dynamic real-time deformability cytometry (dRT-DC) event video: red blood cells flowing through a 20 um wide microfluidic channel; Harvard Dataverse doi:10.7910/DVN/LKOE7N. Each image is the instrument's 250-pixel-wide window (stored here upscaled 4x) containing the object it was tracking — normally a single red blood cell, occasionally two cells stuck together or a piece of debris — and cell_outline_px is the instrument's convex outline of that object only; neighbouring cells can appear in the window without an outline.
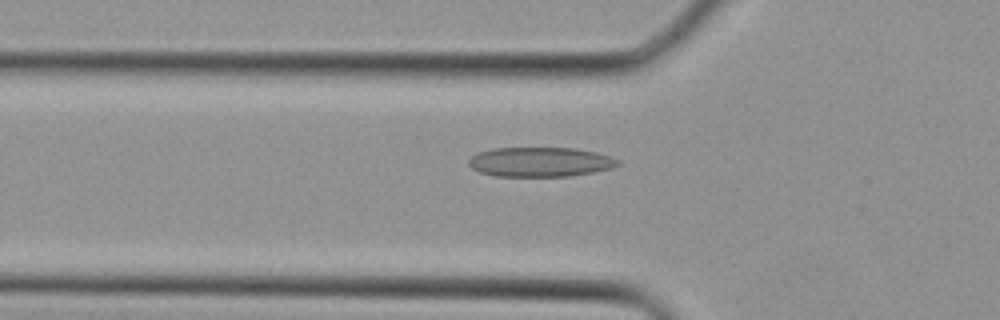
{"species": "Egyptian fruit bat (a non-hibernating species)", "species_latin": "Rousettus aegyptiacus", "temperature_condition": "cold", "stored_images_in_passage": 26, "camera_frame_rate_fps": 3000, "um_per_image_px": 0.085, "animal": {"sex": "female"}, "frame": {"image": 1, "passage_image": 3, "time_ms": 0.667, "image_size_px": [1000, 320], "cell_outline_px": [[620, 164], [612, 168], [572, 176], [496, 176], [480, 172], [472, 168], [468, 164], [468, 160], [476, 152], [492, 148], [572, 148], [596, 152], [620, 160]], "centroid_in_image_um": [45.89, 13.76], "position_along_channel_um": 79.9, "area_um2": 25.72}}
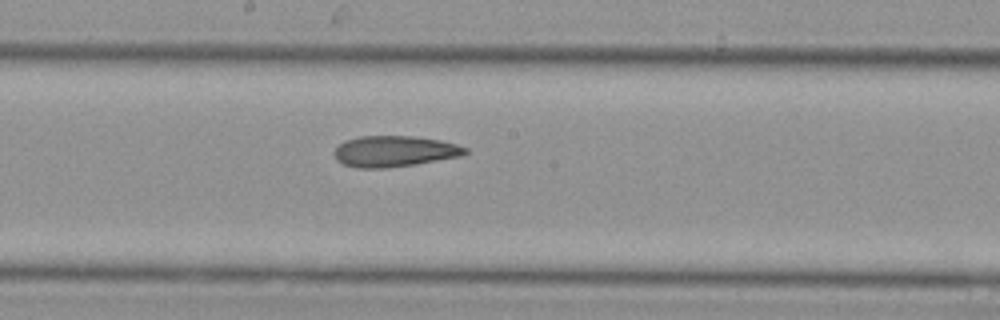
{"frame": {"image": 2, "passage_image": 10, "time_ms": 3.0, "image_size_px": [1000, 320], "cell_outline_px": [[468, 152], [464, 156], [416, 164], [388, 168], [356, 168], [344, 164], [336, 160], [332, 152], [344, 140], [360, 136], [412, 136], [440, 140], [456, 144], [468, 148]], "centroid_in_image_um": [33.53, 12.86], "position_along_channel_um": 214.7, "area_um2": 23.93}}
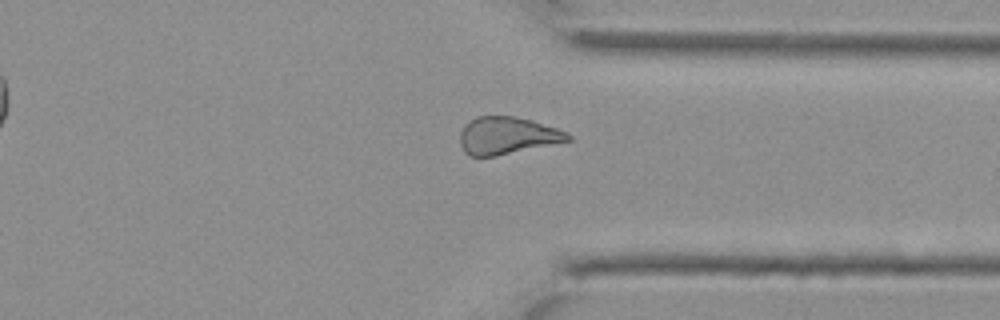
{"frame": {"image": 3, "passage_image": 18, "time_ms": 5.667, "image_size_px": [1000, 320], "cell_outline_px": [[572, 140], [496, 156], [468, 156], [464, 152], [460, 144], [460, 132], [464, 124], [476, 116], [512, 116], [532, 120], [556, 128], [572, 136]], "centroid_in_image_um": [43.07, 11.53], "position_along_channel_um": 368.3, "area_um2": 23.47}}